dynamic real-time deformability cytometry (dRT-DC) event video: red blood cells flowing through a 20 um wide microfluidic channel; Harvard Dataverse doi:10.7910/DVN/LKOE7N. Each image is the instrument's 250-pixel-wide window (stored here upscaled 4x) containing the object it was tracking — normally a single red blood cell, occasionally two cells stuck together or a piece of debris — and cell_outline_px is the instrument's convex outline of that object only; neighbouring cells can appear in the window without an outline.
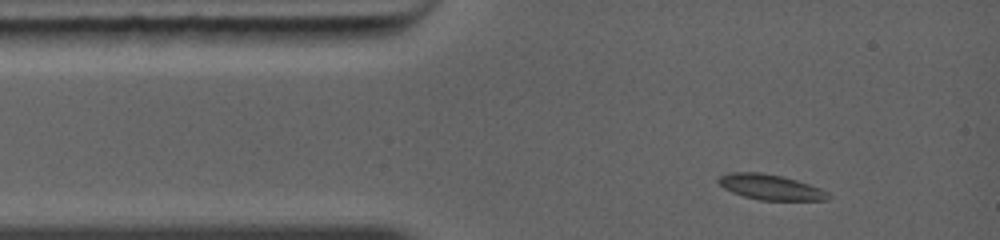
{"species": "common noctule bat (a hibernating species)", "species_latin": "Nyctalus noctula", "temperature_condition": "warm", "stored_images_in_passage": 11, "camera_frame_rate_fps": 5000, "um_per_image_px": 0.085, "animal": {"sex": "female", "body_mass_g": 19.0, "forearm_length_mm": 56.7}, "frame": {"image": 1, "passage_image": 1, "time_ms": 0.0, "image_size_px": [1000, 240], "cell_outline_px": [[832, 196], [828, 200], [760, 200], [744, 196], [732, 192], [724, 188], [716, 180], [720, 176], [732, 172], [760, 172], [780, 176], [796, 180], [820, 188]], "centroid_in_image_um": [65.48, 15.91], "position_along_channel_um": 19.5, "area_um2": 16.01}}
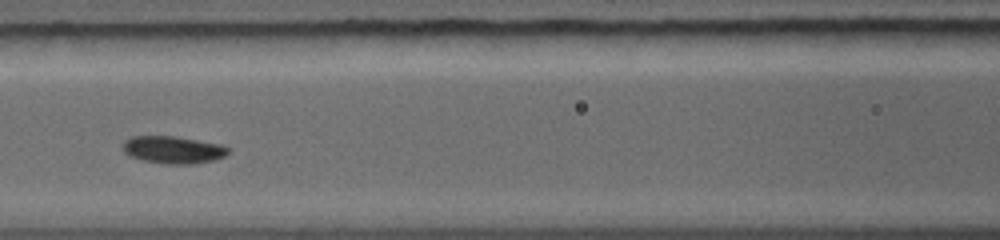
{"frame": {"image": 2, "passage_image": 5, "time_ms": 3.6, "image_size_px": [1000, 240], "cell_outline_px": [[228, 152], [224, 156], [212, 160], [196, 164], [164, 164], [144, 160], [132, 156], [124, 152], [124, 140], [132, 136], [176, 136], [224, 144], [228, 148]], "centroid_in_image_um": [14.75, 12.72], "position_along_channel_um": 151.9, "area_um2": 16.82}}
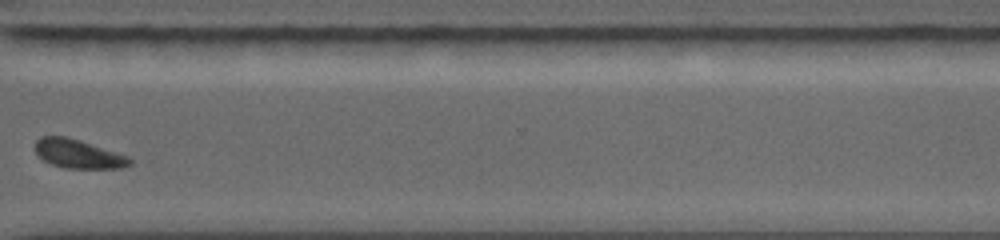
{"frame": {"image": 3, "passage_image": 10, "time_ms": 8.2, "image_size_px": [1000, 240], "cell_outline_px": [[132, 164], [124, 168], [68, 168], [52, 164], [44, 160], [36, 152], [36, 140], [40, 136], [64, 136], [80, 140], [128, 156], [132, 160]], "centroid_in_image_um": [6.68, 13.08], "position_along_channel_um": 363.9, "area_um2": 15.72}}